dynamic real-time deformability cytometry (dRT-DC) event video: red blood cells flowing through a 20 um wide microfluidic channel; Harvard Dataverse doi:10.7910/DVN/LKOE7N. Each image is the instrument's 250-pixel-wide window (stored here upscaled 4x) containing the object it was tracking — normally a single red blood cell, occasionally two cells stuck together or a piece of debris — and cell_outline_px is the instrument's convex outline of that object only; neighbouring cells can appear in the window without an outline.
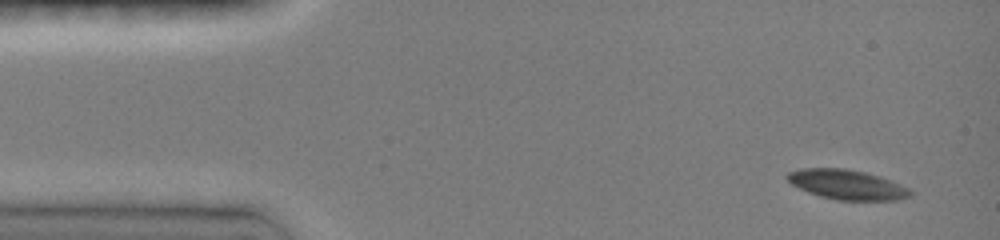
{"species": "common noctule bat (a hibernating species)", "species_latin": "Nyctalus noctula", "temperature_condition": "room temperature", "stored_images_in_passage": 9, "camera_frame_rate_fps": 3000, "um_per_image_px": 0.085, "animal": {"sex": "female", "body_mass_g": 19.0, "forearm_length_mm": 51.5}, "frame": {"image": 1, "passage_image": 1, "time_ms": 0.0, "image_size_px": [1000, 240], "cell_outline_px": [[912, 196], [896, 200], [836, 200], [820, 196], [808, 192], [792, 184], [784, 176], [788, 172], [800, 168], [844, 168], [864, 172], [880, 176], [900, 184], [908, 188], [912, 192]], "centroid_in_image_um": [71.98, 15.69], "position_along_channel_um": 13.0, "area_um2": 21.33}}
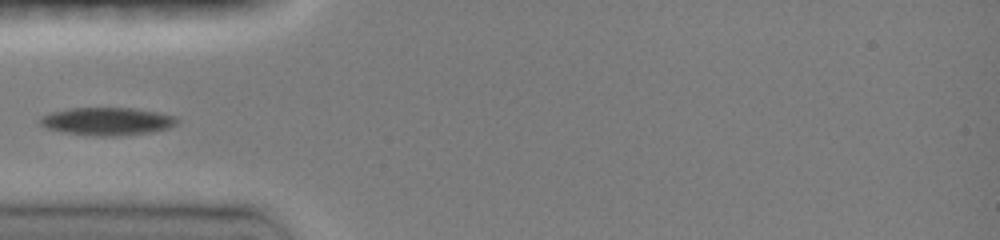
{"frame": {"image": 2, "passage_image": 6, "time_ms": 4.0, "image_size_px": [1000, 240], "cell_outline_px": [[180, 120], [176, 124], [168, 128], [152, 132], [120, 136], [96, 136], [64, 132], [48, 128], [40, 124], [40, 116], [52, 112], [68, 108], [132, 108], [156, 112], [176, 116]], "centroid_in_image_um": [9.13, 10.31], "position_along_channel_um": 75.9, "area_um2": 22.2}}
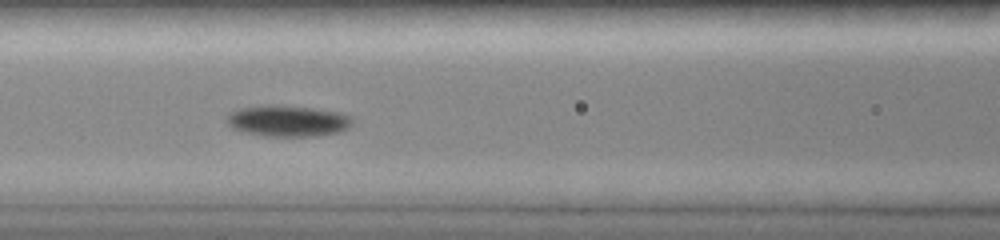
{"frame": {"image": 3, "passage_image": 8, "time_ms": 5.667, "image_size_px": [1000, 240], "cell_outline_px": [[352, 124], [348, 128], [340, 132], [316, 136], [264, 136], [244, 132], [232, 128], [224, 120], [224, 116], [228, 112], [240, 108], [264, 104], [276, 104], [312, 108], [340, 112], [352, 116]], "centroid_in_image_um": [24.41, 10.26], "position_along_channel_um": 142.2, "area_um2": 23.35}}